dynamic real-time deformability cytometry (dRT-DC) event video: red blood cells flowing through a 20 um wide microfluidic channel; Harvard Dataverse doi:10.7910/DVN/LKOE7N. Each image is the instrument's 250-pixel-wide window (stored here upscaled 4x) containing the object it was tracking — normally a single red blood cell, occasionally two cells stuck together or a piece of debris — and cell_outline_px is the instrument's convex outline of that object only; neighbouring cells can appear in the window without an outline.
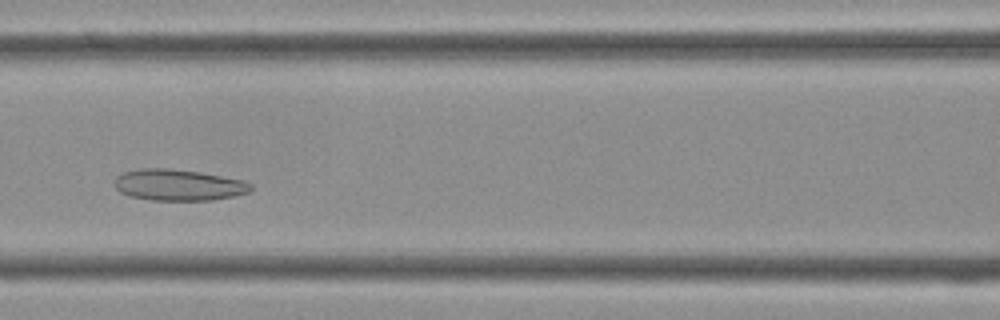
{"species": "Egyptian fruit bat (a non-hibernating species)", "species_latin": "Rousettus aegyptiacus", "temperature_condition": "cold", "stored_images_in_passage": 34, "segment_of_instrument_passage": [1, 2], "camera_frame_rate_fps": 3000, "um_per_image_px": 0.085, "frame": {"image": 1, "passage_image": 9, "time_ms": 2.667, "image_size_px": [1000, 320], "cell_outline_px": [[252, 188], [248, 192], [232, 196], [212, 200], [152, 200], [132, 196], [120, 192], [112, 184], [116, 176], [124, 172], [140, 168], [168, 168], [200, 172], [244, 180], [252, 184]], "centroid_in_image_um": [15.14, 15.71], "position_along_channel_um": 151.5, "area_um2": 24.85}}
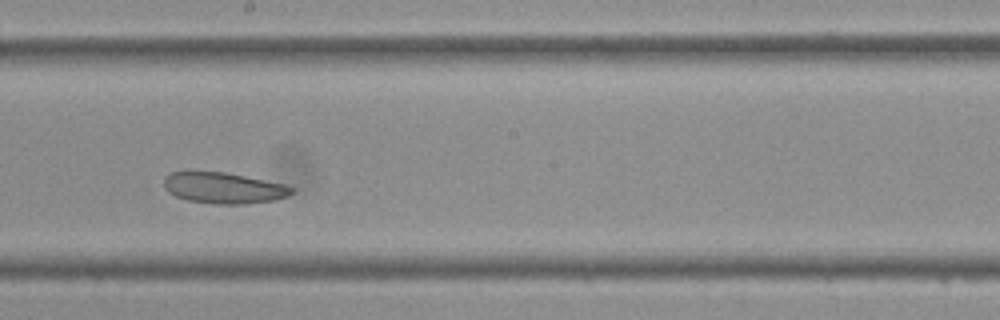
{"frame": {"image": 2, "passage_image": 14, "time_ms": 4.333, "image_size_px": [1000, 320], "cell_outline_px": [[296, 192], [288, 196], [272, 200], [244, 204], [216, 204], [188, 200], [176, 196], [168, 192], [164, 188], [164, 176], [172, 172], [184, 168], [224, 172], [284, 184], [296, 188]], "centroid_in_image_um": [18.95, 15.93], "position_along_channel_um": 229.3, "area_um2": 23.76}}
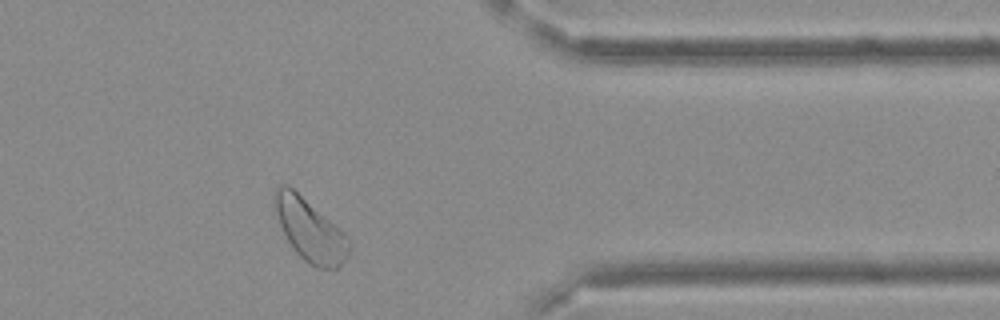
{"frame": {"image": 3, "passage_image": 25, "time_ms": 8.0, "image_size_px": [1000, 320], "cell_outline_px": [[352, 248], [348, 256], [336, 268], [316, 268], [304, 260], [296, 252], [288, 240], [280, 224], [276, 212], [276, 188], [280, 184], [288, 184], [328, 220], [352, 244]], "centroid_in_image_um": [26.35, 19.6], "position_along_channel_um": 385.0, "area_um2": 25.72}}